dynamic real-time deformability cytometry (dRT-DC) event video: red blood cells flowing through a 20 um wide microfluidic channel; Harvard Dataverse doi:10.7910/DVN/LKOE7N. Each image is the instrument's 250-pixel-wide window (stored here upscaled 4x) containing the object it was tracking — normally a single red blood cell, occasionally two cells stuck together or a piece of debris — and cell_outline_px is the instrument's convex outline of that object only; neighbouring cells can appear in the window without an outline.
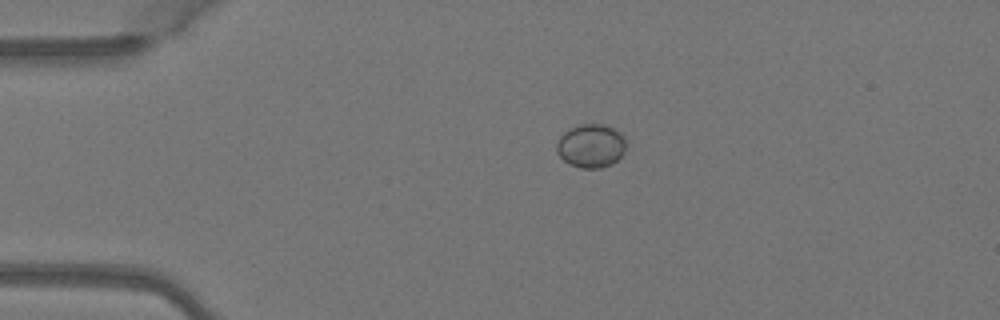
{"species": "Egyptian fruit bat (a non-hibernating species)", "species_latin": "Rousettus aegyptiacus", "temperature_condition": "warm", "stored_images_in_passage": 3, "camera_frame_rate_fps": 3000, "um_per_image_px": 0.085, "animal": {"sex": "female"}, "frame": {"image": 1, "passage_image": 2, "time_ms": 0.333, "image_size_px": [1000, 320], "cell_outline_px": [[624, 152], [612, 164], [600, 168], [580, 168], [568, 164], [556, 152], [556, 144], [560, 136], [564, 132], [580, 124], [604, 124], [612, 128], [624, 136]], "centroid_in_image_um": [50.2, 12.41], "position_along_channel_um": 34.8, "area_um2": 17.51}}